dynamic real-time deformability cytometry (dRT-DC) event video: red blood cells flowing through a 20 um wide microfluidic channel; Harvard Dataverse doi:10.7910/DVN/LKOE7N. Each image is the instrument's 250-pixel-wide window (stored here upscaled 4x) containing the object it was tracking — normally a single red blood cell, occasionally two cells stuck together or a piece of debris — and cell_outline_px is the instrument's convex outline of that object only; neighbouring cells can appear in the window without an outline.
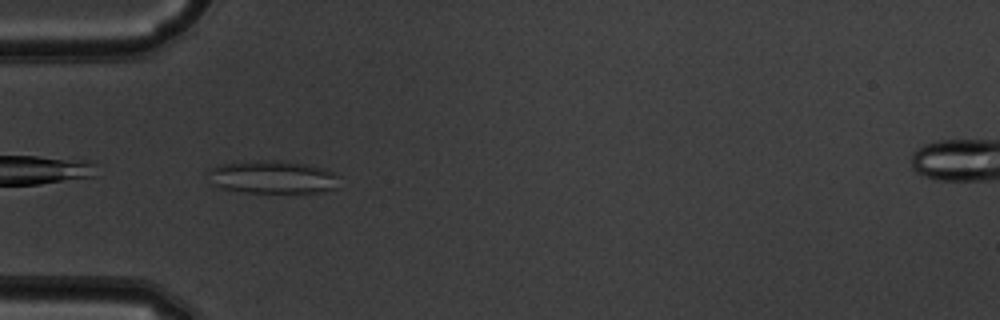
{"species": "common noctule bat (a hibernating species)", "species_latin": "Nyctalus noctula", "temperature_condition": "warm", "stored_images_in_passage": 35, "camera_frame_rate_fps": 3000, "um_per_image_px": 0.085, "animal": {"sex": "male", "body_mass_g": 19.5, "forearm_length_mm": 54.6}, "frame": {"image": 1, "passage_image": 1, "time_ms": 0.0, "image_size_px": [1000, 320], "cell_outline_px": [[336, 188], [316, 192], [244, 192], [220, 188], [212, 184], [204, 172], [208, 168], [220, 164], [256, 160], [280, 160], [308, 164], [332, 172], [336, 176]], "centroid_in_image_um": [23.03, 15.04], "position_along_channel_um": 62.0, "area_um2": 25.2}}
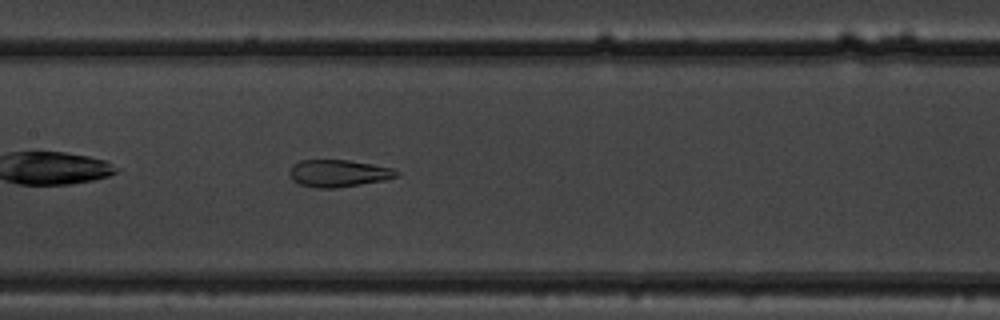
{"frame": {"image": 2, "passage_image": 10, "time_ms": 3.0, "image_size_px": [1000, 320], "cell_outline_px": [[400, 176], [384, 180], [332, 188], [316, 188], [300, 184], [292, 180], [288, 172], [292, 164], [300, 160], [348, 160], [372, 164], [392, 168], [400, 172]], "centroid_in_image_um": [28.75, 14.72], "position_along_channel_um": 178.7, "area_um2": 16.94}}
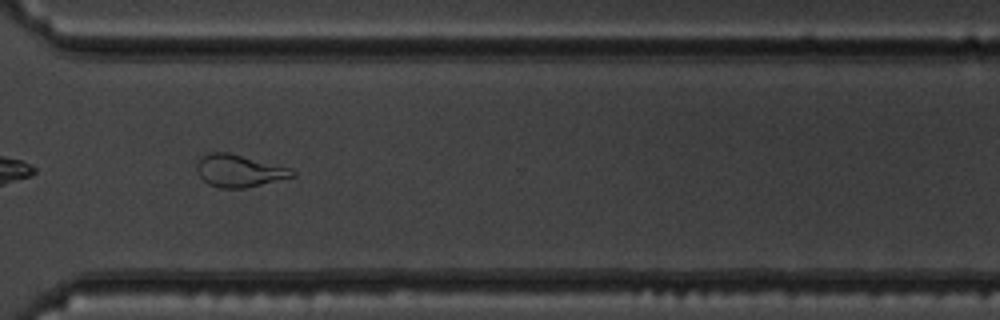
{"frame": {"image": 3, "passage_image": 23, "time_ms": 7.333, "image_size_px": [1000, 320], "cell_outline_px": [[296, 176], [244, 188], [220, 188], [208, 184], [200, 176], [196, 168], [196, 164], [200, 156], [208, 152], [228, 152], [292, 168], [296, 172]], "centroid_in_image_um": [20.32, 14.5], "position_along_channel_um": 350.3, "area_um2": 18.09}, "authors_computed_cell_mechanics": {"area_um2": 18.0914, "velocity_mm_per_s": 3.9719, "shape_relaxation_time_tau1_ms": null, "shape_relaxation_time_tau2_ms": 1.0335, "deformation_change_tau1": null, "deformation_change_tau2": 0.0776}}